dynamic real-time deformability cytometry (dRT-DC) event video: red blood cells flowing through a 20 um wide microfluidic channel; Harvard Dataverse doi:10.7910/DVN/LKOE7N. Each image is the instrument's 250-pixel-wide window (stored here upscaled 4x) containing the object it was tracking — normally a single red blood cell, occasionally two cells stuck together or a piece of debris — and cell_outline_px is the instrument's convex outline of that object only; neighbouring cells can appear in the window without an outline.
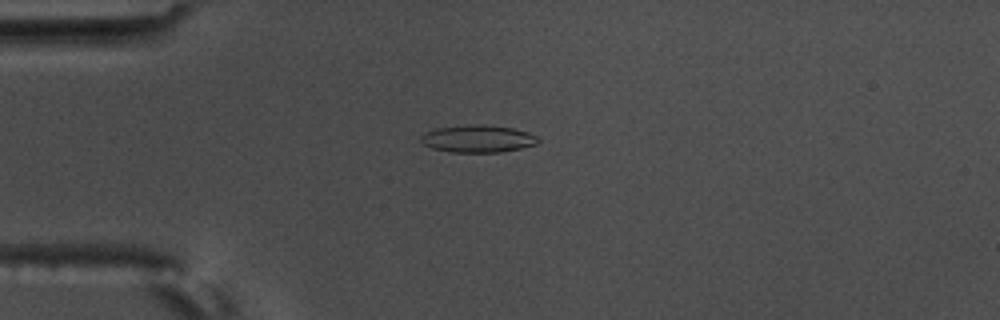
{"species": "common noctule bat (a hibernating species)", "species_latin": "Nyctalus noctula", "temperature_condition": "warm", "stored_images_in_passage": 9, "camera_frame_rate_fps": 3000, "um_per_image_px": 0.085, "animal": {"sex": "male", "body_mass_g": 17.5, "forearm_length_mm": 52.3}, "frame": {"image": 1, "passage_image": 2, "time_ms": 0.333, "image_size_px": [1000, 320], "cell_outline_px": [[540, 140], [536, 144], [520, 148], [500, 152], [448, 152], [432, 148], [424, 144], [420, 140], [420, 136], [424, 132], [436, 128], [468, 124], [480, 124], [512, 128], [528, 132], [536, 136]], "centroid_in_image_um": [40.58, 11.79], "position_along_channel_um": 44.4, "area_um2": 18.73}}
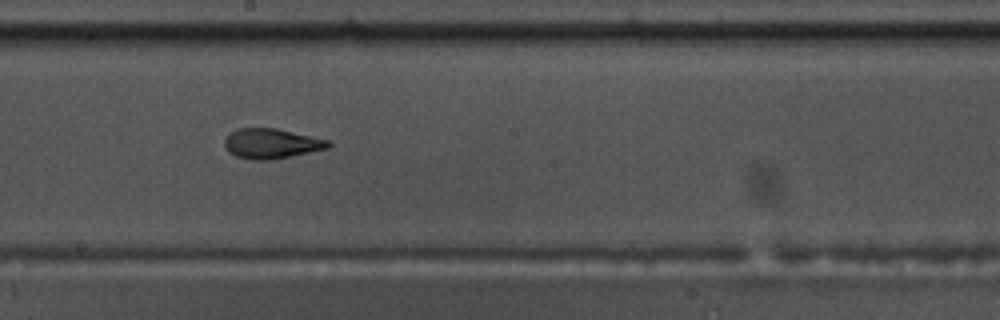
{"frame": {"image": 2, "passage_image": 7, "time_ms": 2.0, "image_size_px": [1000, 320], "cell_outline_px": [[332, 144], [328, 148], [268, 160], [252, 160], [236, 156], [228, 152], [224, 148], [224, 140], [236, 128], [276, 128], [328, 140]], "centroid_in_image_um": [23.02, 12.2], "position_along_channel_um": 225.2, "area_um2": 17.92}}
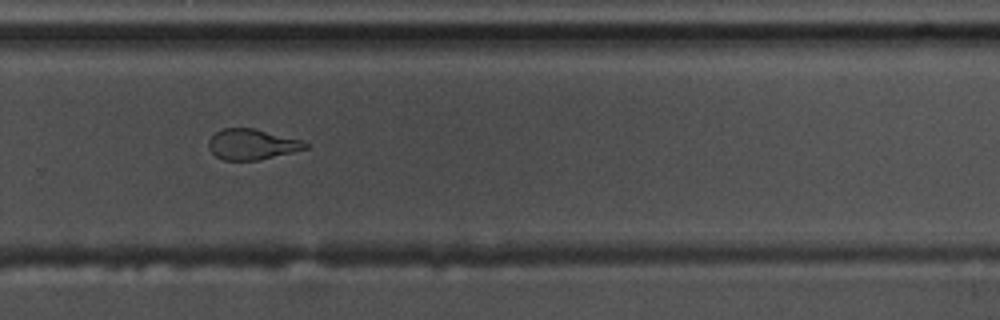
{"frame": {"image": 3, "passage_image": 9, "time_ms": 2.667, "image_size_px": [1000, 320], "cell_outline_px": [[308, 148], [260, 160], [224, 160], [216, 156], [208, 148], [208, 140], [216, 132], [224, 128], [252, 128], [304, 140], [308, 144]], "centroid_in_image_um": [21.42, 12.27], "position_along_channel_um": 308.4, "area_um2": 17.22}}